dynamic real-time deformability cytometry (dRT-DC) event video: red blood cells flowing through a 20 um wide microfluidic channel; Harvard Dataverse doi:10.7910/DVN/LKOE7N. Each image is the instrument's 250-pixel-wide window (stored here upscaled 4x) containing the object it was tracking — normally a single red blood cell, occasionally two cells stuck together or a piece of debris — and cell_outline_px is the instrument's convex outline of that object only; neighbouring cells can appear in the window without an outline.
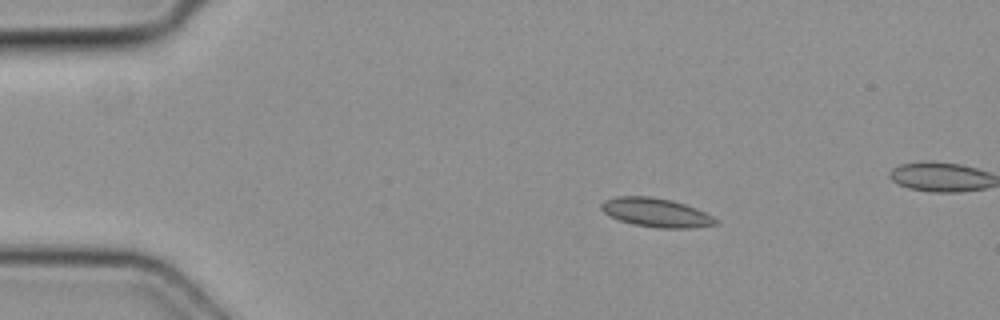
{"species": "common noctule bat (a hibernating species)", "species_latin": "Nyctalus noctula", "temperature_condition": "cold", "stored_images_in_passage": 4, "camera_frame_rate_fps": 3000, "um_per_image_px": 0.085, "animal": {"sex": "female", "body_mass_g": 19.3, "forearm_length_mm": 54.1}, "frame": {"image": 1, "passage_image": 2, "time_ms": 0.333, "image_size_px": [1000, 320], "cell_outline_px": [[720, 220], [716, 224], [692, 228], [656, 228], [632, 224], [620, 220], [604, 212], [600, 208], [600, 204], [604, 200], [616, 196], [648, 196], [672, 200], [696, 208]], "centroid_in_image_um": [55.76, 18.07], "position_along_channel_um": 29.2, "area_um2": 19.25}}